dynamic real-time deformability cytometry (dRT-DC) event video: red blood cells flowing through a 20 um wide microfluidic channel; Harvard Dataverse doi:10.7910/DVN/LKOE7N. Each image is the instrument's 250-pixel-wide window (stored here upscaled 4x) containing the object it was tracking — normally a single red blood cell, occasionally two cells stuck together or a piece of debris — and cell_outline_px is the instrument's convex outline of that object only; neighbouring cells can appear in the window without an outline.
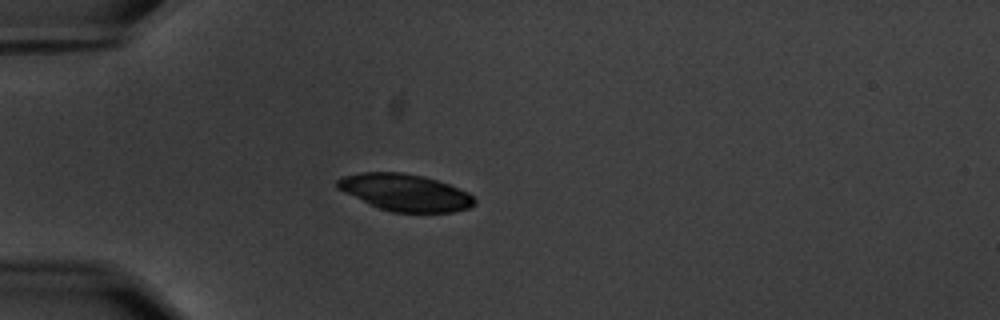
{"species": "common noctule bat (a hibernating species)", "species_latin": "Nyctalus noctula", "temperature_condition": "warm", "stored_images_in_passage": 42, "camera_frame_rate_fps": 3000, "um_per_image_px": 0.085, "animal": {"sex": "male", "body_mass_g": 20.1, "forearm_length_mm": 53.5}, "frame": {"image": 1, "passage_image": 1, "time_ms": 0.0, "image_size_px": [1000, 320], "cell_outline_px": [[476, 204], [468, 208], [452, 212], [392, 212], [368, 204], [336, 188], [336, 180], [344, 176], [360, 172], [400, 172], [424, 176], [448, 184], [468, 192], [476, 200]], "centroid_in_image_um": [34.42, 16.36], "position_along_channel_um": 50.6, "area_um2": 29.48}}
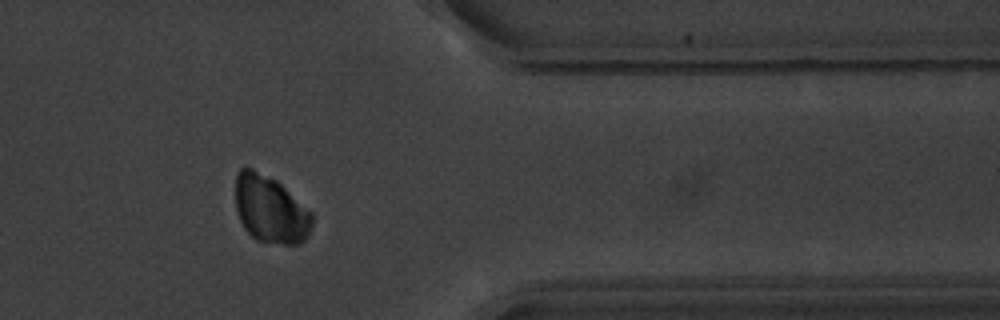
{"frame": {"image": 2, "passage_image": 32, "time_ms": 10.333, "image_size_px": [1000, 320], "cell_outline_px": [[312, 228], [308, 236], [300, 244], [284, 244], [256, 240], [244, 228], [240, 220], [236, 208], [236, 172], [240, 168], [252, 168], [276, 180], [312, 212]], "centroid_in_image_um": [22.99, 17.8], "position_along_channel_um": 388.4, "area_um2": 30.06}}